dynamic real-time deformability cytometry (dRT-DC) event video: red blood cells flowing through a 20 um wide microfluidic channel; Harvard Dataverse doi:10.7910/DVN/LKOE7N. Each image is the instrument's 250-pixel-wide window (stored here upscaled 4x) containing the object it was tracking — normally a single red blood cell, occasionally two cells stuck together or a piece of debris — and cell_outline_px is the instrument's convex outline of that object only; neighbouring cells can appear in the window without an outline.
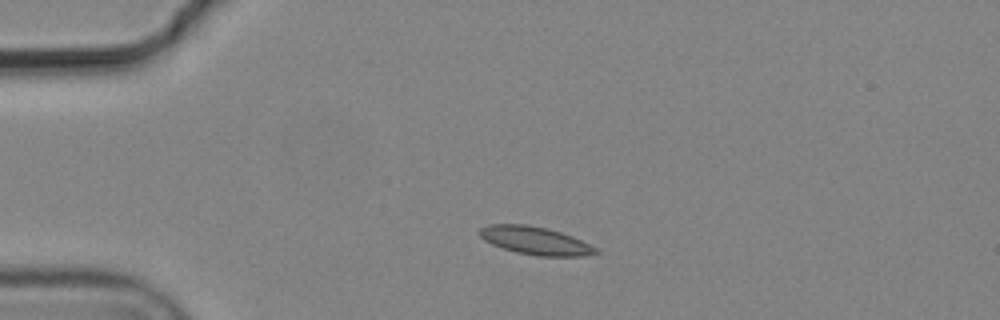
{"species": "common noctule bat (a hibernating species)", "species_latin": "Nyctalus noctula", "temperature_condition": "cold", "stored_images_in_passage": 2, "camera_frame_rate_fps": 3000, "um_per_image_px": 0.085, "animal": {"sex": "male", "body_mass_g": 19.2, "forearm_length_mm": 51.8}, "frame": {"image": 1, "passage_image": 1, "time_ms": 0.0, "image_size_px": [1000, 320], "cell_outline_px": [[600, 252], [584, 256], [536, 256], [516, 252], [492, 244], [484, 240], [476, 232], [480, 228], [488, 224], [524, 224], [548, 228], [572, 236], [596, 248]], "centroid_in_image_um": [45.46, 20.45], "position_along_channel_um": 39.5, "area_um2": 18.9}}